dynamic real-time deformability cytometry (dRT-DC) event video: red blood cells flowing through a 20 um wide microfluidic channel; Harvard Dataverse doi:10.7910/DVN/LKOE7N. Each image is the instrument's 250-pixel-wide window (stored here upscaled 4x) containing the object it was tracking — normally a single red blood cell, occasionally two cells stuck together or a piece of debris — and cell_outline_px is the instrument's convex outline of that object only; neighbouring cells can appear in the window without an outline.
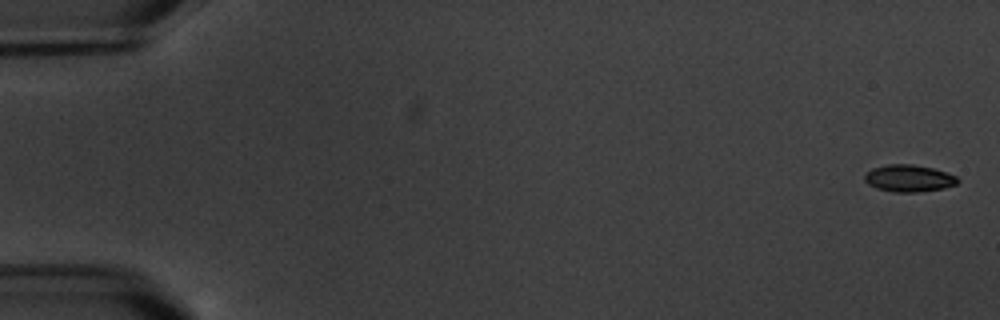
{"species": "common noctule bat (a hibernating species)", "species_latin": "Nyctalus noctula", "temperature_condition": "warm", "stored_images_in_passage": 6, "camera_frame_rate_fps": 3000, "um_per_image_px": 0.085, "animal": {"sex": "male", "body_mass_g": 20.1, "forearm_length_mm": 53.5}, "frame": {"image": 1, "passage_image": 1, "time_ms": 0.0, "image_size_px": [1000, 320], "cell_outline_px": [[960, 180], [956, 184], [944, 188], [916, 192], [892, 192], [876, 188], [868, 184], [864, 180], [864, 176], [872, 168], [888, 164], [912, 164], [932, 168], [956, 176]], "centroid_in_image_um": [77.23, 15.16], "position_along_channel_um": 7.8, "area_um2": 14.57}}
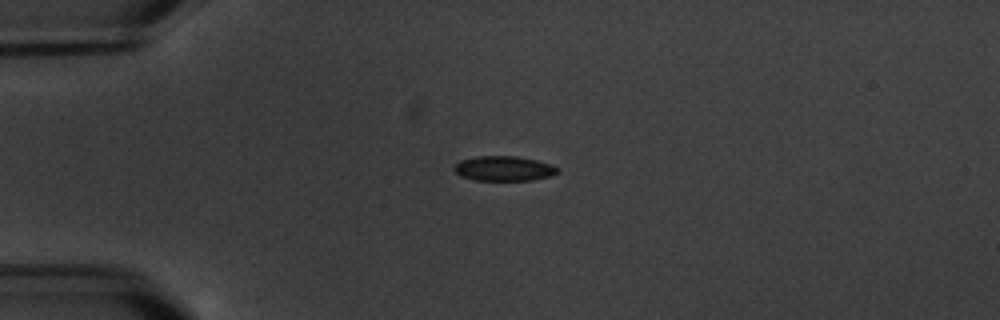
{"frame": {"image": 2, "passage_image": 5, "time_ms": 4.667, "image_size_px": [1000, 320], "cell_outline_px": [[560, 172], [552, 176], [532, 180], [476, 180], [460, 176], [452, 168], [460, 160], [476, 156], [516, 156], [536, 160], [552, 164], [560, 168]], "centroid_in_image_um": [42.86, 14.32], "position_along_channel_um": 42.1, "area_um2": 15.14}}